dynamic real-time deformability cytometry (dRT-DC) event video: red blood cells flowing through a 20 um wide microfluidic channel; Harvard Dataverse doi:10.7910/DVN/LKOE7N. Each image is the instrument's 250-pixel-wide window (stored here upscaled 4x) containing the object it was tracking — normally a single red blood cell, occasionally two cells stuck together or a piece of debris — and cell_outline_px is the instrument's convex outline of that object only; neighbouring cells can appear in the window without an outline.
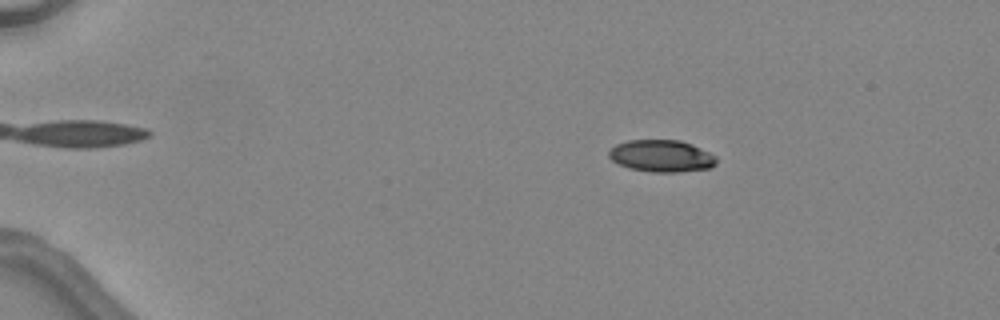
{"species": "common noctule bat (a hibernating species)", "species_latin": "Nyctalus noctula", "temperature_condition": "warm", "stored_images_in_passage": 4, "camera_frame_rate_fps": 3000, "um_per_image_px": 0.085, "animal": {"sex": "female", "body_mass_g": 24.6, "forearm_length_mm": 56.2}, "frame": {"image": 1, "passage_image": 2, "time_ms": 1.333, "image_size_px": [1000, 320], "cell_outline_px": [[716, 164], [708, 168], [680, 172], [652, 172], [628, 168], [612, 160], [608, 156], [608, 152], [616, 144], [628, 140], [680, 140], [692, 144], [716, 156]], "centroid_in_image_um": [56.21, 13.25], "position_along_channel_um": 28.8, "area_um2": 20.0}}